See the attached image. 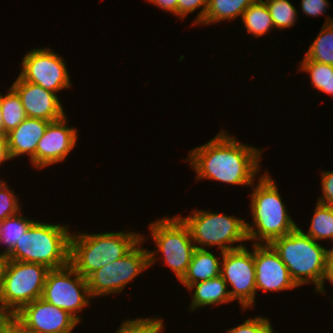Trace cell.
<instances>
[{"label":"cell","instance_id":"6da1fadb","mask_svg":"<svg viewBox=\"0 0 333 333\" xmlns=\"http://www.w3.org/2000/svg\"><path fill=\"white\" fill-rule=\"evenodd\" d=\"M263 150L242 144L223 130L207 143L191 149L185 160L195 170L196 180L251 187L259 174Z\"/></svg>","mask_w":333,"mask_h":333},{"label":"cell","instance_id":"7a4b0ae2","mask_svg":"<svg viewBox=\"0 0 333 333\" xmlns=\"http://www.w3.org/2000/svg\"><path fill=\"white\" fill-rule=\"evenodd\" d=\"M257 180L258 184L251 186L254 188L250 194L253 224L246 222L247 236L253 244H270L298 226L290 217L271 174L264 172Z\"/></svg>","mask_w":333,"mask_h":333},{"label":"cell","instance_id":"3957f363","mask_svg":"<svg viewBox=\"0 0 333 333\" xmlns=\"http://www.w3.org/2000/svg\"><path fill=\"white\" fill-rule=\"evenodd\" d=\"M66 224L34 221L5 260L31 262L58 269L69 264L71 232Z\"/></svg>","mask_w":333,"mask_h":333},{"label":"cell","instance_id":"277c9868","mask_svg":"<svg viewBox=\"0 0 333 333\" xmlns=\"http://www.w3.org/2000/svg\"><path fill=\"white\" fill-rule=\"evenodd\" d=\"M141 239L142 234L123 230L71 234L69 264L87 278L94 271L123 257Z\"/></svg>","mask_w":333,"mask_h":333},{"label":"cell","instance_id":"5b68a950","mask_svg":"<svg viewBox=\"0 0 333 333\" xmlns=\"http://www.w3.org/2000/svg\"><path fill=\"white\" fill-rule=\"evenodd\" d=\"M270 245L279 254L298 287L312 283L315 292L320 289L326 270L327 248L305 235L299 227L274 239Z\"/></svg>","mask_w":333,"mask_h":333},{"label":"cell","instance_id":"8992f818","mask_svg":"<svg viewBox=\"0 0 333 333\" xmlns=\"http://www.w3.org/2000/svg\"><path fill=\"white\" fill-rule=\"evenodd\" d=\"M178 216L189 228L196 248L206 249V247L217 246L222 253L245 247L242 243L249 241L246 221L237 216L213 213L203 209H194L187 217Z\"/></svg>","mask_w":333,"mask_h":333},{"label":"cell","instance_id":"52a82bcc","mask_svg":"<svg viewBox=\"0 0 333 333\" xmlns=\"http://www.w3.org/2000/svg\"><path fill=\"white\" fill-rule=\"evenodd\" d=\"M150 235L156 245L155 250H149V267L156 263L159 253L161 261L168 266L180 281L186 274L195 244L187 225L177 215L172 218L162 217L148 225Z\"/></svg>","mask_w":333,"mask_h":333},{"label":"cell","instance_id":"ba28073f","mask_svg":"<svg viewBox=\"0 0 333 333\" xmlns=\"http://www.w3.org/2000/svg\"><path fill=\"white\" fill-rule=\"evenodd\" d=\"M44 265L4 260L0 279V302L12 314L41 298L47 273Z\"/></svg>","mask_w":333,"mask_h":333},{"label":"cell","instance_id":"9c48e42d","mask_svg":"<svg viewBox=\"0 0 333 333\" xmlns=\"http://www.w3.org/2000/svg\"><path fill=\"white\" fill-rule=\"evenodd\" d=\"M146 240L142 234V239L127 254L86 278L92 299L108 294L120 295L133 279L149 268V250L140 246Z\"/></svg>","mask_w":333,"mask_h":333},{"label":"cell","instance_id":"30bf717a","mask_svg":"<svg viewBox=\"0 0 333 333\" xmlns=\"http://www.w3.org/2000/svg\"><path fill=\"white\" fill-rule=\"evenodd\" d=\"M41 298L72 315L79 323L81 313L92 299L87 279L70 264L48 271Z\"/></svg>","mask_w":333,"mask_h":333},{"label":"cell","instance_id":"8fae6325","mask_svg":"<svg viewBox=\"0 0 333 333\" xmlns=\"http://www.w3.org/2000/svg\"><path fill=\"white\" fill-rule=\"evenodd\" d=\"M20 65L19 76L24 81L46 90L58 94L72 86L64 58L49 48H33L23 56Z\"/></svg>","mask_w":333,"mask_h":333},{"label":"cell","instance_id":"7c38bea8","mask_svg":"<svg viewBox=\"0 0 333 333\" xmlns=\"http://www.w3.org/2000/svg\"><path fill=\"white\" fill-rule=\"evenodd\" d=\"M221 276L225 280L232 301L237 300L243 310L256 303V282L253 250L246 246L222 252Z\"/></svg>","mask_w":333,"mask_h":333},{"label":"cell","instance_id":"4fadbf2b","mask_svg":"<svg viewBox=\"0 0 333 333\" xmlns=\"http://www.w3.org/2000/svg\"><path fill=\"white\" fill-rule=\"evenodd\" d=\"M13 317L31 333H72L78 321L42 298L23 306Z\"/></svg>","mask_w":333,"mask_h":333},{"label":"cell","instance_id":"5bb4252c","mask_svg":"<svg viewBox=\"0 0 333 333\" xmlns=\"http://www.w3.org/2000/svg\"><path fill=\"white\" fill-rule=\"evenodd\" d=\"M65 115L59 120L49 123L43 137L39 140L34 167L43 169L66 160V157L75 148L78 139V130L67 124Z\"/></svg>","mask_w":333,"mask_h":333},{"label":"cell","instance_id":"9a60e30c","mask_svg":"<svg viewBox=\"0 0 333 333\" xmlns=\"http://www.w3.org/2000/svg\"><path fill=\"white\" fill-rule=\"evenodd\" d=\"M256 293L277 292L295 289L298 286L292 280L287 266L270 244H252Z\"/></svg>","mask_w":333,"mask_h":333},{"label":"cell","instance_id":"2e32d148","mask_svg":"<svg viewBox=\"0 0 333 333\" xmlns=\"http://www.w3.org/2000/svg\"><path fill=\"white\" fill-rule=\"evenodd\" d=\"M11 87L20 96L27 117L52 122L66 115L56 93L24 81L19 75Z\"/></svg>","mask_w":333,"mask_h":333},{"label":"cell","instance_id":"e0dca14e","mask_svg":"<svg viewBox=\"0 0 333 333\" xmlns=\"http://www.w3.org/2000/svg\"><path fill=\"white\" fill-rule=\"evenodd\" d=\"M49 121L29 118L21 122L15 129L7 133L8 152L11 160L26 155L34 167V155L39 140L43 137Z\"/></svg>","mask_w":333,"mask_h":333},{"label":"cell","instance_id":"ac0fdd59","mask_svg":"<svg viewBox=\"0 0 333 333\" xmlns=\"http://www.w3.org/2000/svg\"><path fill=\"white\" fill-rule=\"evenodd\" d=\"M195 289V290H194ZM187 290L193 291L189 311H196L204 306H219L231 303L228 287L221 275L210 280L201 281L190 285Z\"/></svg>","mask_w":333,"mask_h":333},{"label":"cell","instance_id":"d6986e66","mask_svg":"<svg viewBox=\"0 0 333 333\" xmlns=\"http://www.w3.org/2000/svg\"><path fill=\"white\" fill-rule=\"evenodd\" d=\"M207 249L196 248L194 250L187 272L179 281L186 288L221 275L222 260Z\"/></svg>","mask_w":333,"mask_h":333},{"label":"cell","instance_id":"ffe728a7","mask_svg":"<svg viewBox=\"0 0 333 333\" xmlns=\"http://www.w3.org/2000/svg\"><path fill=\"white\" fill-rule=\"evenodd\" d=\"M256 0H208V6L203 22L210 25L221 21L242 18L244 11Z\"/></svg>","mask_w":333,"mask_h":333},{"label":"cell","instance_id":"44dd1931","mask_svg":"<svg viewBox=\"0 0 333 333\" xmlns=\"http://www.w3.org/2000/svg\"><path fill=\"white\" fill-rule=\"evenodd\" d=\"M248 34L259 38L274 27L269 9L264 0H256L243 13L241 18Z\"/></svg>","mask_w":333,"mask_h":333},{"label":"cell","instance_id":"7402d4cb","mask_svg":"<svg viewBox=\"0 0 333 333\" xmlns=\"http://www.w3.org/2000/svg\"><path fill=\"white\" fill-rule=\"evenodd\" d=\"M310 45L305 57L309 60L333 66V19L327 17Z\"/></svg>","mask_w":333,"mask_h":333},{"label":"cell","instance_id":"603a6c76","mask_svg":"<svg viewBox=\"0 0 333 333\" xmlns=\"http://www.w3.org/2000/svg\"><path fill=\"white\" fill-rule=\"evenodd\" d=\"M20 211L16 215L4 219L0 222V244L6 246L0 253L5 257L16 245L18 240L27 231L29 226L35 221L27 219Z\"/></svg>","mask_w":333,"mask_h":333},{"label":"cell","instance_id":"cb8c5ba5","mask_svg":"<svg viewBox=\"0 0 333 333\" xmlns=\"http://www.w3.org/2000/svg\"><path fill=\"white\" fill-rule=\"evenodd\" d=\"M299 71L306 72L310 76L313 88L322 93L333 96V66L330 64L318 63L303 57Z\"/></svg>","mask_w":333,"mask_h":333},{"label":"cell","instance_id":"d4e9b609","mask_svg":"<svg viewBox=\"0 0 333 333\" xmlns=\"http://www.w3.org/2000/svg\"><path fill=\"white\" fill-rule=\"evenodd\" d=\"M299 229L315 241L327 239L333 242V207L317 202L308 231L305 233Z\"/></svg>","mask_w":333,"mask_h":333},{"label":"cell","instance_id":"484cf974","mask_svg":"<svg viewBox=\"0 0 333 333\" xmlns=\"http://www.w3.org/2000/svg\"><path fill=\"white\" fill-rule=\"evenodd\" d=\"M6 93V95L1 94L4 136H7V133L18 127L27 118L17 92L10 86Z\"/></svg>","mask_w":333,"mask_h":333},{"label":"cell","instance_id":"4316f807","mask_svg":"<svg viewBox=\"0 0 333 333\" xmlns=\"http://www.w3.org/2000/svg\"><path fill=\"white\" fill-rule=\"evenodd\" d=\"M276 29L290 28L298 17L296 7L289 0H265Z\"/></svg>","mask_w":333,"mask_h":333},{"label":"cell","instance_id":"83f0119b","mask_svg":"<svg viewBox=\"0 0 333 333\" xmlns=\"http://www.w3.org/2000/svg\"><path fill=\"white\" fill-rule=\"evenodd\" d=\"M162 317L124 320L115 333H163Z\"/></svg>","mask_w":333,"mask_h":333},{"label":"cell","instance_id":"f1b7e54d","mask_svg":"<svg viewBox=\"0 0 333 333\" xmlns=\"http://www.w3.org/2000/svg\"><path fill=\"white\" fill-rule=\"evenodd\" d=\"M19 198L6 180H0V222L20 212Z\"/></svg>","mask_w":333,"mask_h":333},{"label":"cell","instance_id":"f546056e","mask_svg":"<svg viewBox=\"0 0 333 333\" xmlns=\"http://www.w3.org/2000/svg\"><path fill=\"white\" fill-rule=\"evenodd\" d=\"M271 323L266 316H257L245 320L242 324L227 330L226 333H274Z\"/></svg>","mask_w":333,"mask_h":333},{"label":"cell","instance_id":"4dcf8cb0","mask_svg":"<svg viewBox=\"0 0 333 333\" xmlns=\"http://www.w3.org/2000/svg\"><path fill=\"white\" fill-rule=\"evenodd\" d=\"M208 6V0H178V17L181 20L201 8L191 25H199L203 22Z\"/></svg>","mask_w":333,"mask_h":333},{"label":"cell","instance_id":"1f68e13d","mask_svg":"<svg viewBox=\"0 0 333 333\" xmlns=\"http://www.w3.org/2000/svg\"><path fill=\"white\" fill-rule=\"evenodd\" d=\"M321 177L322 196L317 202L333 207V171H322Z\"/></svg>","mask_w":333,"mask_h":333},{"label":"cell","instance_id":"d6a6232c","mask_svg":"<svg viewBox=\"0 0 333 333\" xmlns=\"http://www.w3.org/2000/svg\"><path fill=\"white\" fill-rule=\"evenodd\" d=\"M302 12L310 17H316L323 14L328 8V0H301Z\"/></svg>","mask_w":333,"mask_h":333},{"label":"cell","instance_id":"836d02e7","mask_svg":"<svg viewBox=\"0 0 333 333\" xmlns=\"http://www.w3.org/2000/svg\"><path fill=\"white\" fill-rule=\"evenodd\" d=\"M326 280L333 284V246L332 249H327L325 275L322 281V286L317 291V293H323L324 295L326 294V290L324 287Z\"/></svg>","mask_w":333,"mask_h":333},{"label":"cell","instance_id":"e575fe53","mask_svg":"<svg viewBox=\"0 0 333 333\" xmlns=\"http://www.w3.org/2000/svg\"><path fill=\"white\" fill-rule=\"evenodd\" d=\"M148 2L158 6L164 11L176 15L178 18V0H147Z\"/></svg>","mask_w":333,"mask_h":333},{"label":"cell","instance_id":"d590c367","mask_svg":"<svg viewBox=\"0 0 333 333\" xmlns=\"http://www.w3.org/2000/svg\"><path fill=\"white\" fill-rule=\"evenodd\" d=\"M7 333H31L18 320L12 317L7 322Z\"/></svg>","mask_w":333,"mask_h":333},{"label":"cell","instance_id":"8d00e7d4","mask_svg":"<svg viewBox=\"0 0 333 333\" xmlns=\"http://www.w3.org/2000/svg\"><path fill=\"white\" fill-rule=\"evenodd\" d=\"M9 160L11 158L8 152L7 136H0V165Z\"/></svg>","mask_w":333,"mask_h":333},{"label":"cell","instance_id":"74e56055","mask_svg":"<svg viewBox=\"0 0 333 333\" xmlns=\"http://www.w3.org/2000/svg\"><path fill=\"white\" fill-rule=\"evenodd\" d=\"M13 315L0 302V331Z\"/></svg>","mask_w":333,"mask_h":333},{"label":"cell","instance_id":"f35d334b","mask_svg":"<svg viewBox=\"0 0 333 333\" xmlns=\"http://www.w3.org/2000/svg\"><path fill=\"white\" fill-rule=\"evenodd\" d=\"M2 108H1V93H0V136H4V125H3V118H2Z\"/></svg>","mask_w":333,"mask_h":333},{"label":"cell","instance_id":"ab89813d","mask_svg":"<svg viewBox=\"0 0 333 333\" xmlns=\"http://www.w3.org/2000/svg\"><path fill=\"white\" fill-rule=\"evenodd\" d=\"M4 260H5V258L0 254V279H1V270H2Z\"/></svg>","mask_w":333,"mask_h":333},{"label":"cell","instance_id":"60d3db41","mask_svg":"<svg viewBox=\"0 0 333 333\" xmlns=\"http://www.w3.org/2000/svg\"><path fill=\"white\" fill-rule=\"evenodd\" d=\"M0 333H7V323L3 327V329L0 331Z\"/></svg>","mask_w":333,"mask_h":333}]
</instances>
